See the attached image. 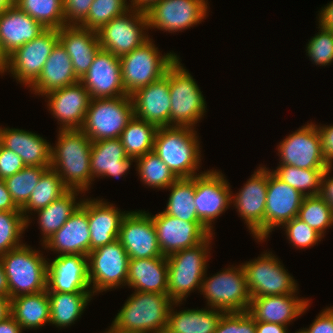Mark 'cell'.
Segmentation results:
<instances>
[{
	"label": "cell",
	"mask_w": 333,
	"mask_h": 333,
	"mask_svg": "<svg viewBox=\"0 0 333 333\" xmlns=\"http://www.w3.org/2000/svg\"><path fill=\"white\" fill-rule=\"evenodd\" d=\"M300 330L302 333H333V306L322 309L308 328Z\"/></svg>",
	"instance_id": "db71d44e"
},
{
	"label": "cell",
	"mask_w": 333,
	"mask_h": 333,
	"mask_svg": "<svg viewBox=\"0 0 333 333\" xmlns=\"http://www.w3.org/2000/svg\"><path fill=\"white\" fill-rule=\"evenodd\" d=\"M15 5V0H0V13Z\"/></svg>",
	"instance_id": "03108f58"
},
{
	"label": "cell",
	"mask_w": 333,
	"mask_h": 333,
	"mask_svg": "<svg viewBox=\"0 0 333 333\" xmlns=\"http://www.w3.org/2000/svg\"><path fill=\"white\" fill-rule=\"evenodd\" d=\"M2 68V52H1V49H0V69Z\"/></svg>",
	"instance_id": "a7ac6f4b"
},
{
	"label": "cell",
	"mask_w": 333,
	"mask_h": 333,
	"mask_svg": "<svg viewBox=\"0 0 333 333\" xmlns=\"http://www.w3.org/2000/svg\"><path fill=\"white\" fill-rule=\"evenodd\" d=\"M281 228H284L285 236L289 243L297 249H305L318 245L324 238L320 233L311 228L307 223L295 217L285 223Z\"/></svg>",
	"instance_id": "681fc988"
},
{
	"label": "cell",
	"mask_w": 333,
	"mask_h": 333,
	"mask_svg": "<svg viewBox=\"0 0 333 333\" xmlns=\"http://www.w3.org/2000/svg\"><path fill=\"white\" fill-rule=\"evenodd\" d=\"M160 1L161 0H132L131 8L146 13L150 8H152L156 3Z\"/></svg>",
	"instance_id": "6125c7cd"
},
{
	"label": "cell",
	"mask_w": 333,
	"mask_h": 333,
	"mask_svg": "<svg viewBox=\"0 0 333 333\" xmlns=\"http://www.w3.org/2000/svg\"><path fill=\"white\" fill-rule=\"evenodd\" d=\"M67 191L68 189L63 184L57 172L48 168L41 175L36 187L28 199V202L20 209L26 219V228H28L30 225L29 223L32 222L31 215L33 212L47 207Z\"/></svg>",
	"instance_id": "74e56055"
},
{
	"label": "cell",
	"mask_w": 333,
	"mask_h": 333,
	"mask_svg": "<svg viewBox=\"0 0 333 333\" xmlns=\"http://www.w3.org/2000/svg\"><path fill=\"white\" fill-rule=\"evenodd\" d=\"M58 255L82 254L90 252V231L87 217V198L69 217L66 223L42 244Z\"/></svg>",
	"instance_id": "cb8c5ba5"
},
{
	"label": "cell",
	"mask_w": 333,
	"mask_h": 333,
	"mask_svg": "<svg viewBox=\"0 0 333 333\" xmlns=\"http://www.w3.org/2000/svg\"><path fill=\"white\" fill-rule=\"evenodd\" d=\"M134 158L127 156L120 138L92 142L90 170L93 181L97 178H120L127 175Z\"/></svg>",
	"instance_id": "4dcf8cb0"
},
{
	"label": "cell",
	"mask_w": 333,
	"mask_h": 333,
	"mask_svg": "<svg viewBox=\"0 0 333 333\" xmlns=\"http://www.w3.org/2000/svg\"><path fill=\"white\" fill-rule=\"evenodd\" d=\"M0 211H21L11 198L3 180L0 179Z\"/></svg>",
	"instance_id": "6f0895ef"
},
{
	"label": "cell",
	"mask_w": 333,
	"mask_h": 333,
	"mask_svg": "<svg viewBox=\"0 0 333 333\" xmlns=\"http://www.w3.org/2000/svg\"><path fill=\"white\" fill-rule=\"evenodd\" d=\"M158 127L143 119L134 117L120 135L121 143L128 157L137 159L152 152Z\"/></svg>",
	"instance_id": "ab89813d"
},
{
	"label": "cell",
	"mask_w": 333,
	"mask_h": 333,
	"mask_svg": "<svg viewBox=\"0 0 333 333\" xmlns=\"http://www.w3.org/2000/svg\"><path fill=\"white\" fill-rule=\"evenodd\" d=\"M15 5L45 29L59 30L66 26L63 0H15Z\"/></svg>",
	"instance_id": "b9f144b4"
},
{
	"label": "cell",
	"mask_w": 333,
	"mask_h": 333,
	"mask_svg": "<svg viewBox=\"0 0 333 333\" xmlns=\"http://www.w3.org/2000/svg\"><path fill=\"white\" fill-rule=\"evenodd\" d=\"M158 333H173L170 330H168L167 328L163 329L162 331L158 332Z\"/></svg>",
	"instance_id": "003e7915"
},
{
	"label": "cell",
	"mask_w": 333,
	"mask_h": 333,
	"mask_svg": "<svg viewBox=\"0 0 333 333\" xmlns=\"http://www.w3.org/2000/svg\"><path fill=\"white\" fill-rule=\"evenodd\" d=\"M130 8H131V1L132 0H129L130 3L127 2V0H123Z\"/></svg>",
	"instance_id": "89a4df30"
},
{
	"label": "cell",
	"mask_w": 333,
	"mask_h": 333,
	"mask_svg": "<svg viewBox=\"0 0 333 333\" xmlns=\"http://www.w3.org/2000/svg\"><path fill=\"white\" fill-rule=\"evenodd\" d=\"M25 167L22 159L12 150L2 146L0 151V179L14 175Z\"/></svg>",
	"instance_id": "f5cc1de1"
},
{
	"label": "cell",
	"mask_w": 333,
	"mask_h": 333,
	"mask_svg": "<svg viewBox=\"0 0 333 333\" xmlns=\"http://www.w3.org/2000/svg\"><path fill=\"white\" fill-rule=\"evenodd\" d=\"M309 300L298 297L297 294L253 297L248 312L255 322L290 326L293 320L295 321L308 310Z\"/></svg>",
	"instance_id": "484cf974"
},
{
	"label": "cell",
	"mask_w": 333,
	"mask_h": 333,
	"mask_svg": "<svg viewBox=\"0 0 333 333\" xmlns=\"http://www.w3.org/2000/svg\"><path fill=\"white\" fill-rule=\"evenodd\" d=\"M208 9V0H161L146 12L148 29L183 32L203 22Z\"/></svg>",
	"instance_id": "2e32d148"
},
{
	"label": "cell",
	"mask_w": 333,
	"mask_h": 333,
	"mask_svg": "<svg viewBox=\"0 0 333 333\" xmlns=\"http://www.w3.org/2000/svg\"><path fill=\"white\" fill-rule=\"evenodd\" d=\"M295 333H302V331L299 329L298 331H296Z\"/></svg>",
	"instance_id": "753ad0ef"
},
{
	"label": "cell",
	"mask_w": 333,
	"mask_h": 333,
	"mask_svg": "<svg viewBox=\"0 0 333 333\" xmlns=\"http://www.w3.org/2000/svg\"><path fill=\"white\" fill-rule=\"evenodd\" d=\"M83 192L78 190H68L60 198L50 203L47 207L37 210L39 229L41 230V245L58 231L69 219V217L81 205L83 198L78 199V194Z\"/></svg>",
	"instance_id": "d590c367"
},
{
	"label": "cell",
	"mask_w": 333,
	"mask_h": 333,
	"mask_svg": "<svg viewBox=\"0 0 333 333\" xmlns=\"http://www.w3.org/2000/svg\"><path fill=\"white\" fill-rule=\"evenodd\" d=\"M48 168L50 167L25 166L19 172L3 180L12 200L19 209L28 202L41 175Z\"/></svg>",
	"instance_id": "ee69618b"
},
{
	"label": "cell",
	"mask_w": 333,
	"mask_h": 333,
	"mask_svg": "<svg viewBox=\"0 0 333 333\" xmlns=\"http://www.w3.org/2000/svg\"><path fill=\"white\" fill-rule=\"evenodd\" d=\"M304 196L280 180L268 168V188L265 205V242L269 234L297 217Z\"/></svg>",
	"instance_id": "44dd1931"
},
{
	"label": "cell",
	"mask_w": 333,
	"mask_h": 333,
	"mask_svg": "<svg viewBox=\"0 0 333 333\" xmlns=\"http://www.w3.org/2000/svg\"><path fill=\"white\" fill-rule=\"evenodd\" d=\"M173 303L168 294L134 291L109 330L113 333H158L167 328Z\"/></svg>",
	"instance_id": "7a4b0ae2"
},
{
	"label": "cell",
	"mask_w": 333,
	"mask_h": 333,
	"mask_svg": "<svg viewBox=\"0 0 333 333\" xmlns=\"http://www.w3.org/2000/svg\"><path fill=\"white\" fill-rule=\"evenodd\" d=\"M333 166H328L322 175L320 196L328 203L333 210V176L330 173Z\"/></svg>",
	"instance_id": "9f6ffc18"
},
{
	"label": "cell",
	"mask_w": 333,
	"mask_h": 333,
	"mask_svg": "<svg viewBox=\"0 0 333 333\" xmlns=\"http://www.w3.org/2000/svg\"><path fill=\"white\" fill-rule=\"evenodd\" d=\"M126 286L139 292L168 294L167 257L129 259Z\"/></svg>",
	"instance_id": "d6a6232c"
},
{
	"label": "cell",
	"mask_w": 333,
	"mask_h": 333,
	"mask_svg": "<svg viewBox=\"0 0 333 333\" xmlns=\"http://www.w3.org/2000/svg\"><path fill=\"white\" fill-rule=\"evenodd\" d=\"M297 218L307 223L323 237L327 228L333 226V210L320 196H305Z\"/></svg>",
	"instance_id": "f6af8a7d"
},
{
	"label": "cell",
	"mask_w": 333,
	"mask_h": 333,
	"mask_svg": "<svg viewBox=\"0 0 333 333\" xmlns=\"http://www.w3.org/2000/svg\"><path fill=\"white\" fill-rule=\"evenodd\" d=\"M166 190L170 191L166 208L163 212L186 222H200L197 217L195 197V176L179 178Z\"/></svg>",
	"instance_id": "f35d334b"
},
{
	"label": "cell",
	"mask_w": 333,
	"mask_h": 333,
	"mask_svg": "<svg viewBox=\"0 0 333 333\" xmlns=\"http://www.w3.org/2000/svg\"><path fill=\"white\" fill-rule=\"evenodd\" d=\"M56 145L51 146V166L68 190L85 195L93 184L90 170L92 141L80 130H59Z\"/></svg>",
	"instance_id": "6da1fadb"
},
{
	"label": "cell",
	"mask_w": 333,
	"mask_h": 333,
	"mask_svg": "<svg viewBox=\"0 0 333 333\" xmlns=\"http://www.w3.org/2000/svg\"><path fill=\"white\" fill-rule=\"evenodd\" d=\"M196 128L186 126L158 127L153 152L179 178H192L199 171L201 146Z\"/></svg>",
	"instance_id": "3957f363"
},
{
	"label": "cell",
	"mask_w": 333,
	"mask_h": 333,
	"mask_svg": "<svg viewBox=\"0 0 333 333\" xmlns=\"http://www.w3.org/2000/svg\"><path fill=\"white\" fill-rule=\"evenodd\" d=\"M135 116L157 127L170 126L169 67L159 80L131 95Z\"/></svg>",
	"instance_id": "d4e9b609"
},
{
	"label": "cell",
	"mask_w": 333,
	"mask_h": 333,
	"mask_svg": "<svg viewBox=\"0 0 333 333\" xmlns=\"http://www.w3.org/2000/svg\"><path fill=\"white\" fill-rule=\"evenodd\" d=\"M91 99L115 98L127 95L122 83L120 58L100 48L93 62L80 79Z\"/></svg>",
	"instance_id": "ffe728a7"
},
{
	"label": "cell",
	"mask_w": 333,
	"mask_h": 333,
	"mask_svg": "<svg viewBox=\"0 0 333 333\" xmlns=\"http://www.w3.org/2000/svg\"><path fill=\"white\" fill-rule=\"evenodd\" d=\"M127 212L103 199L87 197L90 251L118 239L120 224Z\"/></svg>",
	"instance_id": "83f0119b"
},
{
	"label": "cell",
	"mask_w": 333,
	"mask_h": 333,
	"mask_svg": "<svg viewBox=\"0 0 333 333\" xmlns=\"http://www.w3.org/2000/svg\"><path fill=\"white\" fill-rule=\"evenodd\" d=\"M321 138L322 152L325 162L333 166V124L316 125Z\"/></svg>",
	"instance_id": "11a10c76"
},
{
	"label": "cell",
	"mask_w": 333,
	"mask_h": 333,
	"mask_svg": "<svg viewBox=\"0 0 333 333\" xmlns=\"http://www.w3.org/2000/svg\"><path fill=\"white\" fill-rule=\"evenodd\" d=\"M278 165H290L303 169H326L320 134L316 124L310 121L280 141Z\"/></svg>",
	"instance_id": "e0dca14e"
},
{
	"label": "cell",
	"mask_w": 333,
	"mask_h": 333,
	"mask_svg": "<svg viewBox=\"0 0 333 333\" xmlns=\"http://www.w3.org/2000/svg\"><path fill=\"white\" fill-rule=\"evenodd\" d=\"M146 31H149L147 14L130 8L123 15L109 21L97 34L100 47L120 58L150 38Z\"/></svg>",
	"instance_id": "4fadbf2b"
},
{
	"label": "cell",
	"mask_w": 333,
	"mask_h": 333,
	"mask_svg": "<svg viewBox=\"0 0 333 333\" xmlns=\"http://www.w3.org/2000/svg\"><path fill=\"white\" fill-rule=\"evenodd\" d=\"M80 79L76 76L71 59L58 41L47 58L38 78L29 86L31 93L45 94L72 85Z\"/></svg>",
	"instance_id": "1f68e13d"
},
{
	"label": "cell",
	"mask_w": 333,
	"mask_h": 333,
	"mask_svg": "<svg viewBox=\"0 0 333 333\" xmlns=\"http://www.w3.org/2000/svg\"><path fill=\"white\" fill-rule=\"evenodd\" d=\"M268 188V168L257 167L254 174L236 193H231V205L246 224L257 242L265 241V205Z\"/></svg>",
	"instance_id": "5bb4252c"
},
{
	"label": "cell",
	"mask_w": 333,
	"mask_h": 333,
	"mask_svg": "<svg viewBox=\"0 0 333 333\" xmlns=\"http://www.w3.org/2000/svg\"><path fill=\"white\" fill-rule=\"evenodd\" d=\"M180 60L178 57L169 66L170 126L196 128L207 112V104L197 82Z\"/></svg>",
	"instance_id": "8992f818"
},
{
	"label": "cell",
	"mask_w": 333,
	"mask_h": 333,
	"mask_svg": "<svg viewBox=\"0 0 333 333\" xmlns=\"http://www.w3.org/2000/svg\"><path fill=\"white\" fill-rule=\"evenodd\" d=\"M0 296L9 297L7 277L5 275L3 265L1 262V256H0Z\"/></svg>",
	"instance_id": "e7e4bbea"
},
{
	"label": "cell",
	"mask_w": 333,
	"mask_h": 333,
	"mask_svg": "<svg viewBox=\"0 0 333 333\" xmlns=\"http://www.w3.org/2000/svg\"><path fill=\"white\" fill-rule=\"evenodd\" d=\"M21 326L10 315L5 320L0 322V333H22Z\"/></svg>",
	"instance_id": "94428289"
},
{
	"label": "cell",
	"mask_w": 333,
	"mask_h": 333,
	"mask_svg": "<svg viewBox=\"0 0 333 333\" xmlns=\"http://www.w3.org/2000/svg\"><path fill=\"white\" fill-rule=\"evenodd\" d=\"M151 217L156 228L160 250L166 257L180 250L194 247L212 234L201 222H186L163 211Z\"/></svg>",
	"instance_id": "d6986e66"
},
{
	"label": "cell",
	"mask_w": 333,
	"mask_h": 333,
	"mask_svg": "<svg viewBox=\"0 0 333 333\" xmlns=\"http://www.w3.org/2000/svg\"><path fill=\"white\" fill-rule=\"evenodd\" d=\"M46 29L16 5L0 13L2 67L16 49L38 37Z\"/></svg>",
	"instance_id": "4316f807"
},
{
	"label": "cell",
	"mask_w": 333,
	"mask_h": 333,
	"mask_svg": "<svg viewBox=\"0 0 333 333\" xmlns=\"http://www.w3.org/2000/svg\"><path fill=\"white\" fill-rule=\"evenodd\" d=\"M318 12V17H316L319 20L318 24L333 31V1L322 7Z\"/></svg>",
	"instance_id": "680465c9"
},
{
	"label": "cell",
	"mask_w": 333,
	"mask_h": 333,
	"mask_svg": "<svg viewBox=\"0 0 333 333\" xmlns=\"http://www.w3.org/2000/svg\"><path fill=\"white\" fill-rule=\"evenodd\" d=\"M231 190L230 183L219 170H204L195 176L197 217L212 234H215V220L231 206Z\"/></svg>",
	"instance_id": "9a60e30c"
},
{
	"label": "cell",
	"mask_w": 333,
	"mask_h": 333,
	"mask_svg": "<svg viewBox=\"0 0 333 333\" xmlns=\"http://www.w3.org/2000/svg\"><path fill=\"white\" fill-rule=\"evenodd\" d=\"M213 237L210 234L198 245L167 256L168 296L173 302L185 301L194 290L200 292Z\"/></svg>",
	"instance_id": "5b68a950"
},
{
	"label": "cell",
	"mask_w": 333,
	"mask_h": 333,
	"mask_svg": "<svg viewBox=\"0 0 333 333\" xmlns=\"http://www.w3.org/2000/svg\"><path fill=\"white\" fill-rule=\"evenodd\" d=\"M256 333H289L288 326L268 322H255Z\"/></svg>",
	"instance_id": "91938a15"
},
{
	"label": "cell",
	"mask_w": 333,
	"mask_h": 333,
	"mask_svg": "<svg viewBox=\"0 0 333 333\" xmlns=\"http://www.w3.org/2000/svg\"><path fill=\"white\" fill-rule=\"evenodd\" d=\"M87 257L93 296L126 286L129 257L118 239L90 251Z\"/></svg>",
	"instance_id": "8fae6325"
},
{
	"label": "cell",
	"mask_w": 333,
	"mask_h": 333,
	"mask_svg": "<svg viewBox=\"0 0 333 333\" xmlns=\"http://www.w3.org/2000/svg\"><path fill=\"white\" fill-rule=\"evenodd\" d=\"M43 97L47 100L48 110L58 120L59 130L81 129L91 98L80 81Z\"/></svg>",
	"instance_id": "7402d4cb"
},
{
	"label": "cell",
	"mask_w": 333,
	"mask_h": 333,
	"mask_svg": "<svg viewBox=\"0 0 333 333\" xmlns=\"http://www.w3.org/2000/svg\"><path fill=\"white\" fill-rule=\"evenodd\" d=\"M3 146L21 157L25 166H51V143L35 132L0 127Z\"/></svg>",
	"instance_id": "f546056e"
},
{
	"label": "cell",
	"mask_w": 333,
	"mask_h": 333,
	"mask_svg": "<svg viewBox=\"0 0 333 333\" xmlns=\"http://www.w3.org/2000/svg\"><path fill=\"white\" fill-rule=\"evenodd\" d=\"M47 265V292L91 291L88 257L82 254L56 255Z\"/></svg>",
	"instance_id": "603a6c76"
},
{
	"label": "cell",
	"mask_w": 333,
	"mask_h": 333,
	"mask_svg": "<svg viewBox=\"0 0 333 333\" xmlns=\"http://www.w3.org/2000/svg\"><path fill=\"white\" fill-rule=\"evenodd\" d=\"M24 243L1 255L9 288V298L47 290L48 258Z\"/></svg>",
	"instance_id": "277c9868"
},
{
	"label": "cell",
	"mask_w": 333,
	"mask_h": 333,
	"mask_svg": "<svg viewBox=\"0 0 333 333\" xmlns=\"http://www.w3.org/2000/svg\"><path fill=\"white\" fill-rule=\"evenodd\" d=\"M118 240L129 259L163 256L151 213L145 210L127 212L120 224Z\"/></svg>",
	"instance_id": "ac0fdd59"
},
{
	"label": "cell",
	"mask_w": 333,
	"mask_h": 333,
	"mask_svg": "<svg viewBox=\"0 0 333 333\" xmlns=\"http://www.w3.org/2000/svg\"><path fill=\"white\" fill-rule=\"evenodd\" d=\"M134 115L130 95L91 99L80 130L92 142L120 138Z\"/></svg>",
	"instance_id": "52a82bcc"
},
{
	"label": "cell",
	"mask_w": 333,
	"mask_h": 333,
	"mask_svg": "<svg viewBox=\"0 0 333 333\" xmlns=\"http://www.w3.org/2000/svg\"><path fill=\"white\" fill-rule=\"evenodd\" d=\"M50 300V322L56 328L69 327L84 313L92 300V291L82 293L47 292Z\"/></svg>",
	"instance_id": "8d00e7d4"
},
{
	"label": "cell",
	"mask_w": 333,
	"mask_h": 333,
	"mask_svg": "<svg viewBox=\"0 0 333 333\" xmlns=\"http://www.w3.org/2000/svg\"><path fill=\"white\" fill-rule=\"evenodd\" d=\"M241 264L251 298L299 294L297 281L271 251L266 250L257 258Z\"/></svg>",
	"instance_id": "30bf717a"
},
{
	"label": "cell",
	"mask_w": 333,
	"mask_h": 333,
	"mask_svg": "<svg viewBox=\"0 0 333 333\" xmlns=\"http://www.w3.org/2000/svg\"><path fill=\"white\" fill-rule=\"evenodd\" d=\"M215 333H256L254 318L245 312H225Z\"/></svg>",
	"instance_id": "f907efd6"
},
{
	"label": "cell",
	"mask_w": 333,
	"mask_h": 333,
	"mask_svg": "<svg viewBox=\"0 0 333 333\" xmlns=\"http://www.w3.org/2000/svg\"><path fill=\"white\" fill-rule=\"evenodd\" d=\"M104 333H113V332H111L109 329L106 331V332H104Z\"/></svg>",
	"instance_id": "8c879c8a"
},
{
	"label": "cell",
	"mask_w": 333,
	"mask_h": 333,
	"mask_svg": "<svg viewBox=\"0 0 333 333\" xmlns=\"http://www.w3.org/2000/svg\"><path fill=\"white\" fill-rule=\"evenodd\" d=\"M180 304L183 302H174L169 310L167 329L173 333H215L225 313L210 307L175 311Z\"/></svg>",
	"instance_id": "836d02e7"
},
{
	"label": "cell",
	"mask_w": 333,
	"mask_h": 333,
	"mask_svg": "<svg viewBox=\"0 0 333 333\" xmlns=\"http://www.w3.org/2000/svg\"><path fill=\"white\" fill-rule=\"evenodd\" d=\"M58 36L71 59L76 76L81 79L101 48L97 32L78 25H66L58 30Z\"/></svg>",
	"instance_id": "f1b7e54d"
},
{
	"label": "cell",
	"mask_w": 333,
	"mask_h": 333,
	"mask_svg": "<svg viewBox=\"0 0 333 333\" xmlns=\"http://www.w3.org/2000/svg\"><path fill=\"white\" fill-rule=\"evenodd\" d=\"M325 169H303L290 165H278L272 172L283 182L295 188L304 197L320 194Z\"/></svg>",
	"instance_id": "60d3db41"
},
{
	"label": "cell",
	"mask_w": 333,
	"mask_h": 333,
	"mask_svg": "<svg viewBox=\"0 0 333 333\" xmlns=\"http://www.w3.org/2000/svg\"><path fill=\"white\" fill-rule=\"evenodd\" d=\"M129 9L123 0H94L87 18L79 26L97 32L113 18L123 15Z\"/></svg>",
	"instance_id": "7dc6e473"
},
{
	"label": "cell",
	"mask_w": 333,
	"mask_h": 333,
	"mask_svg": "<svg viewBox=\"0 0 333 333\" xmlns=\"http://www.w3.org/2000/svg\"><path fill=\"white\" fill-rule=\"evenodd\" d=\"M11 316L22 330L39 329L50 322V300L47 290L11 299Z\"/></svg>",
	"instance_id": "e575fe53"
},
{
	"label": "cell",
	"mask_w": 333,
	"mask_h": 333,
	"mask_svg": "<svg viewBox=\"0 0 333 333\" xmlns=\"http://www.w3.org/2000/svg\"><path fill=\"white\" fill-rule=\"evenodd\" d=\"M11 315V299L0 296V322Z\"/></svg>",
	"instance_id": "be15d7a7"
},
{
	"label": "cell",
	"mask_w": 333,
	"mask_h": 333,
	"mask_svg": "<svg viewBox=\"0 0 333 333\" xmlns=\"http://www.w3.org/2000/svg\"><path fill=\"white\" fill-rule=\"evenodd\" d=\"M317 28L319 32L308 40L305 51L313 64L325 67L333 63V31L320 24Z\"/></svg>",
	"instance_id": "c3c4849f"
},
{
	"label": "cell",
	"mask_w": 333,
	"mask_h": 333,
	"mask_svg": "<svg viewBox=\"0 0 333 333\" xmlns=\"http://www.w3.org/2000/svg\"><path fill=\"white\" fill-rule=\"evenodd\" d=\"M58 41V30L46 29L38 37L10 54L0 69V75L10 72L16 81L29 87L40 75L47 58Z\"/></svg>",
	"instance_id": "7c38bea8"
},
{
	"label": "cell",
	"mask_w": 333,
	"mask_h": 333,
	"mask_svg": "<svg viewBox=\"0 0 333 333\" xmlns=\"http://www.w3.org/2000/svg\"><path fill=\"white\" fill-rule=\"evenodd\" d=\"M94 0H63L65 25H80L88 16Z\"/></svg>",
	"instance_id": "816d5d0a"
},
{
	"label": "cell",
	"mask_w": 333,
	"mask_h": 333,
	"mask_svg": "<svg viewBox=\"0 0 333 333\" xmlns=\"http://www.w3.org/2000/svg\"><path fill=\"white\" fill-rule=\"evenodd\" d=\"M200 294L206 298L207 307L224 312H245L250 307L251 296L242 265H230L209 277L206 272Z\"/></svg>",
	"instance_id": "9c48e42d"
},
{
	"label": "cell",
	"mask_w": 333,
	"mask_h": 333,
	"mask_svg": "<svg viewBox=\"0 0 333 333\" xmlns=\"http://www.w3.org/2000/svg\"><path fill=\"white\" fill-rule=\"evenodd\" d=\"M135 163L140 181L152 189L165 190L178 179L153 151L138 157Z\"/></svg>",
	"instance_id": "7bdbcfd3"
},
{
	"label": "cell",
	"mask_w": 333,
	"mask_h": 333,
	"mask_svg": "<svg viewBox=\"0 0 333 333\" xmlns=\"http://www.w3.org/2000/svg\"><path fill=\"white\" fill-rule=\"evenodd\" d=\"M149 38L140 47L120 57L122 83L127 95L162 78L179 57L174 52L164 55Z\"/></svg>",
	"instance_id": "ba28073f"
},
{
	"label": "cell",
	"mask_w": 333,
	"mask_h": 333,
	"mask_svg": "<svg viewBox=\"0 0 333 333\" xmlns=\"http://www.w3.org/2000/svg\"><path fill=\"white\" fill-rule=\"evenodd\" d=\"M26 229L21 211H0V256L24 244L21 239Z\"/></svg>",
	"instance_id": "bcb514c9"
},
{
	"label": "cell",
	"mask_w": 333,
	"mask_h": 333,
	"mask_svg": "<svg viewBox=\"0 0 333 333\" xmlns=\"http://www.w3.org/2000/svg\"><path fill=\"white\" fill-rule=\"evenodd\" d=\"M2 146H3V141H2V138H1V135H0V151H1Z\"/></svg>",
	"instance_id": "2644e50d"
}]
</instances>
